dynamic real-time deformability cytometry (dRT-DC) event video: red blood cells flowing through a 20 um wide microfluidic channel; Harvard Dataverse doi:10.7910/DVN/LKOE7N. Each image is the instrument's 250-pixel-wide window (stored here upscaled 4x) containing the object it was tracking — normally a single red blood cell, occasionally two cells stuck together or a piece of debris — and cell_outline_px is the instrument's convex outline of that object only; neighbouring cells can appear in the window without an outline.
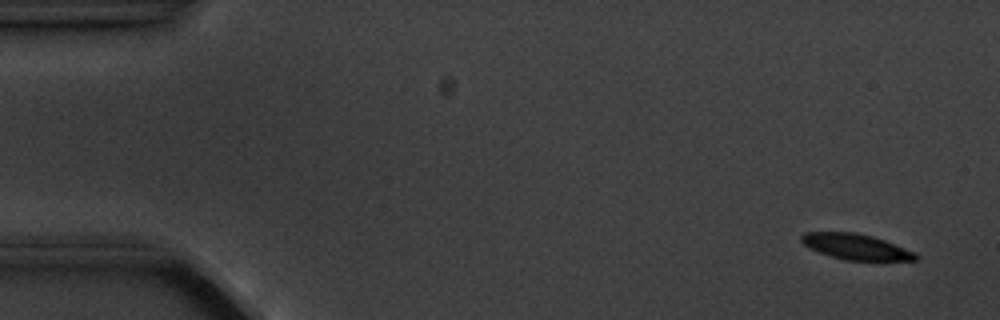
{"species": "common noctule bat (a hibernating species)", "species_latin": "Nyctalus noctula", "temperature_condition": "cold", "stored_images_in_passage": 7, "camera_frame_rate_fps": 3000, "um_per_image_px": 0.085, "animal": {"sex": "male", "body_mass_g": 20.1, "forearm_length_mm": 53.5}, "frame": {"image": 1, "passage_image": 1, "time_ms": 0.0, "image_size_px": [1000, 320], "cell_outline_px": [[920, 256], [916, 260], [844, 260], [808, 248], [800, 240], [800, 236], [804, 232], [856, 232], [872, 236], [884, 240], [916, 252]], "centroid_in_image_um": [72.75, 20.96], "position_along_channel_um": 12.3, "area_um2": 17.05}}